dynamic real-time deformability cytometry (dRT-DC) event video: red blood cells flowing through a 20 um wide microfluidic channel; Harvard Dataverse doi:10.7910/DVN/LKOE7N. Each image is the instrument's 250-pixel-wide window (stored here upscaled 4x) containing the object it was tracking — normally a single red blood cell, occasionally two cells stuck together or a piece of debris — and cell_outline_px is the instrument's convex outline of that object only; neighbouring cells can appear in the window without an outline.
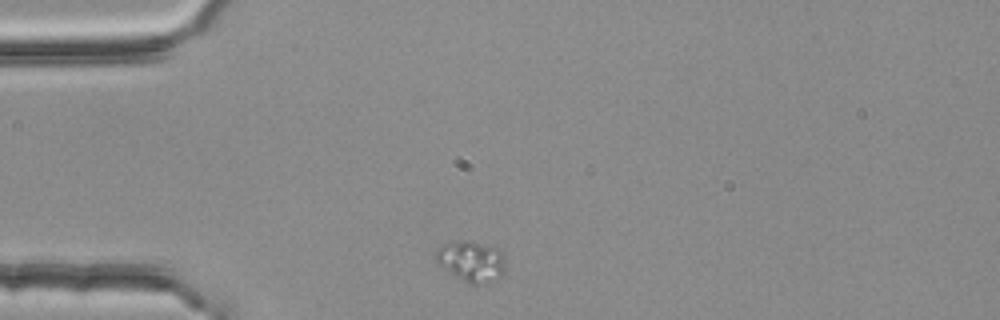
{"species": "common noctule bat (a hibernating species)", "species_latin": "Nyctalus noctula", "temperature_condition": "room temperature", "stored_images_in_passage": 7, "camera_frame_rate_fps": 3000, "um_per_image_px": 0.085, "animal": {"sex": "female", "body_mass_g": 25.1}, "frame": {"image": 1, "passage_image": 1, "time_ms": 0.0, "image_size_px": [1000, 320], "cell_outline_px": [[504, 272], [496, 280], [488, 284], [468, 284], [456, 276], [440, 264], [436, 260], [436, 252], [444, 244], [456, 240], [472, 240], [500, 248], [504, 256]], "centroid_in_image_um": [40.13, 22.19], "position_along_channel_um": 44.9, "area_um2": 16.65}}